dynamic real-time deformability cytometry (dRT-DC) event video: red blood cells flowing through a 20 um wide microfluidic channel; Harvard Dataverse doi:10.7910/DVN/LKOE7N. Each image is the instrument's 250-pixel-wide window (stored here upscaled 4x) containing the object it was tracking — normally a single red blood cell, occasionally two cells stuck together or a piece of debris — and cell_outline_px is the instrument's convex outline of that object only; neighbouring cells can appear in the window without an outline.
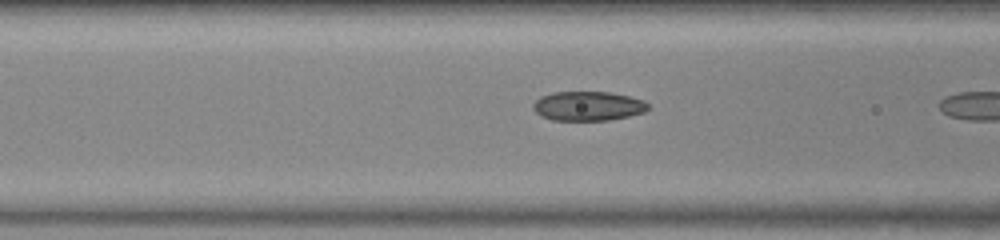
{"species": "common noctule bat (a hibernating species)", "species_latin": "Nyctalus noctula", "temperature_condition": "warm", "stored_images_in_passage": 8, "camera_frame_rate_fps": 3000, "um_per_image_px": 0.085, "animal": {"sex": "female", "body_mass_g": 23.0, "forearm_length_mm": 53.4}, "frame": {"image": 1, "passage_image": 7, "time_ms": 2.0, "image_size_px": [1000, 240], "cell_outline_px": [[648, 108], [644, 112], [628, 116], [608, 120], [552, 120], [540, 116], [532, 108], [532, 104], [540, 96], [552, 92], [608, 92], [628, 96], [644, 100], [648, 104]], "centroid_in_image_um": [49.94, 9.01], "position_along_channel_um": 116.7, "area_um2": 19.65}}